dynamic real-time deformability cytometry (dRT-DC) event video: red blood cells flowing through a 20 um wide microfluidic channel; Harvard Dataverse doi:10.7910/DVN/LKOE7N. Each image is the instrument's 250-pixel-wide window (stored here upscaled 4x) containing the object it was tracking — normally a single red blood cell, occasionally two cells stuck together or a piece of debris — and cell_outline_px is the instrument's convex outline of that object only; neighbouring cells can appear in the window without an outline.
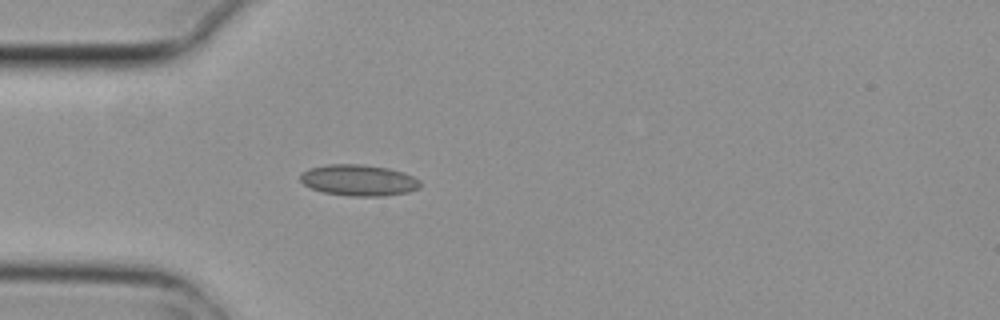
{"species": "common noctule bat (a hibernating species)", "species_latin": "Nyctalus noctula", "temperature_condition": "cold", "stored_images_in_passage": 3, "camera_frame_rate_fps": 3000, "um_per_image_px": 0.085, "animal": {"sex": "female", "body_mass_g": 29.2, "forearm_length_mm": 56.3}, "frame": {"image": 1, "passage_image": 3, "time_ms": 0.667, "image_size_px": [1000, 320], "cell_outline_px": [[420, 188], [408, 192], [384, 196], [348, 196], [324, 192], [312, 188], [304, 184], [300, 180], [300, 172], [308, 168], [328, 164], [360, 164], [388, 168], [404, 172], [420, 180]], "centroid_in_image_um": [30.48, 15.31], "position_along_channel_um": 54.5, "area_um2": 21.91}}